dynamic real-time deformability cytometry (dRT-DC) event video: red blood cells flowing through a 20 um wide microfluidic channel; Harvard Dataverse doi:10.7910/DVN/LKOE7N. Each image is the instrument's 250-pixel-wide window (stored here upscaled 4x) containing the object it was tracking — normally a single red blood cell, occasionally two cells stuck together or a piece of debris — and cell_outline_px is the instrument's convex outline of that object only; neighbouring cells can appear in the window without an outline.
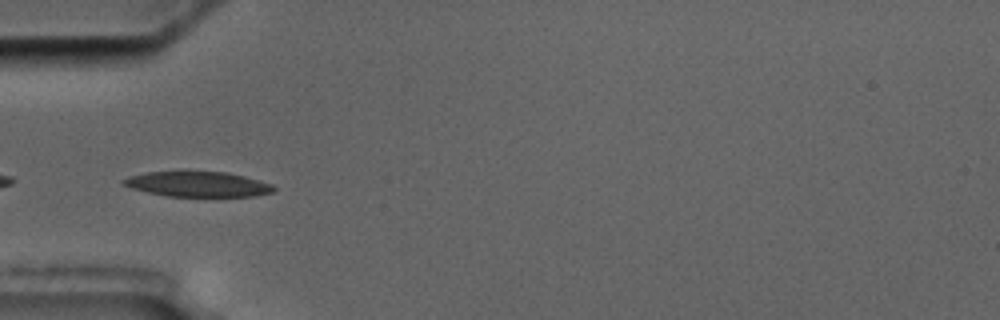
{"species": "common noctule bat (a hibernating species)", "species_latin": "Nyctalus noctula", "temperature_condition": "cold", "stored_images_in_passage": 7, "camera_frame_rate_fps": 3000, "um_per_image_px": 0.085, "animal": {"sex": "male", "body_mass_g": 17.5, "forearm_length_mm": 52.3}, "frame": {"image": 1, "passage_image": 5, "time_ms": 4.667, "image_size_px": [1000, 320], "cell_outline_px": [[276, 188], [272, 192], [256, 196], [168, 196], [148, 192], [132, 188], [120, 184], [120, 180], [128, 176], [148, 172], [184, 168], [228, 172], [244, 176], [272, 184]], "centroid_in_image_um": [16.75, 15.6], "position_along_channel_um": 68.3, "area_um2": 23.06}}
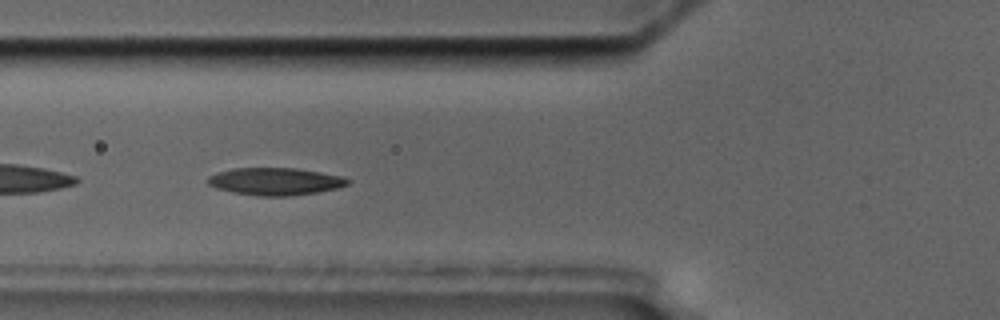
{"frame": {"image": 2, "passage_image": 6, "time_ms": 5.667, "image_size_px": [1000, 320], "cell_outline_px": [[352, 180], [348, 184], [336, 188], [316, 192], [288, 196], [260, 196], [232, 192], [216, 188], [208, 184], [208, 176], [232, 168], [296, 168], [344, 176]], "centroid_in_image_um": [23.41, 15.42], "position_along_channel_um": 102.4, "area_um2": 22.25}}